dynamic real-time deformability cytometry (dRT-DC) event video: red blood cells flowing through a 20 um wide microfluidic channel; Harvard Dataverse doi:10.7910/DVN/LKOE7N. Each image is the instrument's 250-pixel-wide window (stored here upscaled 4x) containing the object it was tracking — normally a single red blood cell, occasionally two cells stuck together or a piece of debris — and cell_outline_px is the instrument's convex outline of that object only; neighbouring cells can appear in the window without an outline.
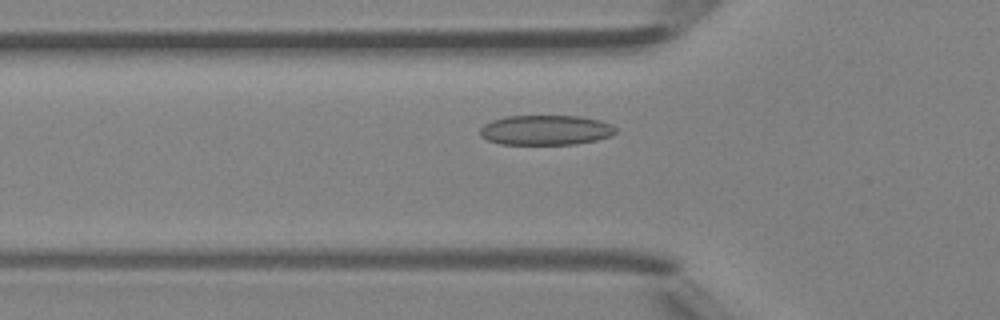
{"species": "Egyptian fruit bat (a non-hibernating species)", "species_latin": "Rousettus aegyptiacus", "temperature_condition": "room temperature", "stored_images_in_passage": 35, "camera_frame_rate_fps": 3000, "um_per_image_px": 0.085, "animal": {"sex": "female"}, "frame": {"image": 1, "passage_image": 4, "time_ms": 1.0, "image_size_px": [1000, 320], "cell_outline_px": [[616, 132], [612, 136], [596, 140], [576, 144], [500, 144], [488, 140], [480, 136], [480, 128], [484, 124], [492, 120], [504, 116], [580, 116], [600, 120], [612, 124], [616, 128]], "centroid_in_image_um": [46.39, 11.05], "position_along_channel_um": 79.4, "area_um2": 23.81}}
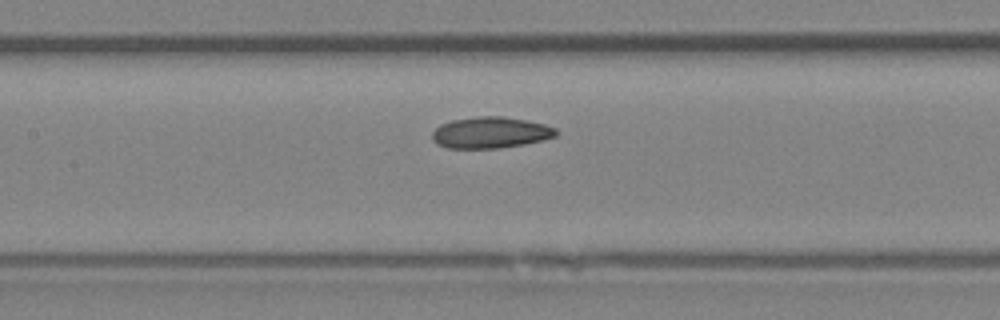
{"frame": {"image": 2, "passage_image": 10, "time_ms": 3.0, "image_size_px": [1000, 320], "cell_outline_px": [[560, 132], [556, 136], [524, 144], [496, 148], [448, 148], [436, 144], [432, 140], [432, 132], [440, 124], [452, 120], [476, 116], [500, 116], [524, 120], [544, 124], [556, 128]], "centroid_in_image_um": [41.67, 11.27], "position_along_channel_um": 165.7, "area_um2": 22.54}}
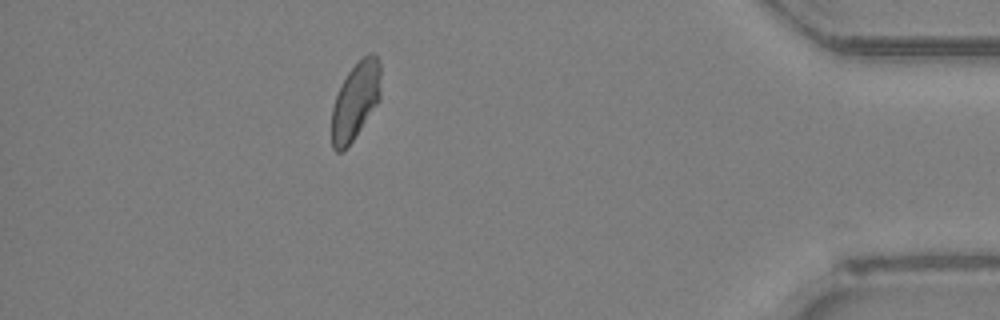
{"frame": {"image": 3, "passage_image": 30, "time_ms": 9.667, "image_size_px": [1000, 320], "cell_outline_px": [[380, 100], [344, 152], [336, 152], [332, 148], [332, 108], [336, 96], [348, 72], [368, 52], [376, 52], [380, 60]], "centroid_in_image_um": [30.23, 8.56], "position_along_channel_um": 405.0, "area_um2": 22.08}, "authors_computed_cell_mechanics": {"area_um2": 22.542, "velocity_mm_per_s": 4.3362, "shape_relaxation_time_tau1_ms": 6.5936, "shape_relaxation_time_tau2_ms": 2.9478, "deformation_change_tau1": 0.109, "deformation_change_tau2": 0.0797}}